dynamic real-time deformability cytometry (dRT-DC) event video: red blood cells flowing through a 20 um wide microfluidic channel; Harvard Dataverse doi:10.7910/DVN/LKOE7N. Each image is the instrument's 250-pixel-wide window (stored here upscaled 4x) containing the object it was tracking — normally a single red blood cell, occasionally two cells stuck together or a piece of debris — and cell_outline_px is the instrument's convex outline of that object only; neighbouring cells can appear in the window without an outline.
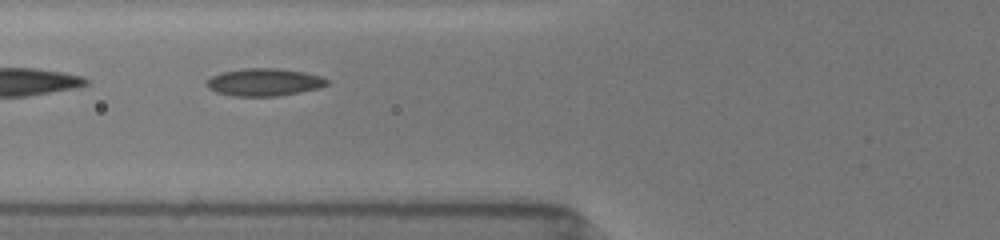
{"species": "common noctule bat (a hibernating species)", "species_latin": "Nyctalus noctula", "temperature_condition": "room temperature", "stored_images_in_passage": 17, "camera_frame_rate_fps": 3000, "um_per_image_px": 0.085, "animal": {"sex": "female", "body_mass_g": 19.5, "forearm_length_mm": 54.1}, "frame": {"image": 1, "passage_image": 9, "time_ms": 3.333, "image_size_px": [1000, 240], "cell_outline_px": [[328, 84], [320, 88], [300, 92], [276, 96], [232, 96], [216, 92], [208, 88], [204, 84], [212, 76], [220, 72], [244, 68], [280, 68], [304, 72], [320, 76], [328, 80]], "centroid_in_image_um": [22.43, 6.98], "position_along_channel_um": 103.4, "area_um2": 19.42}}
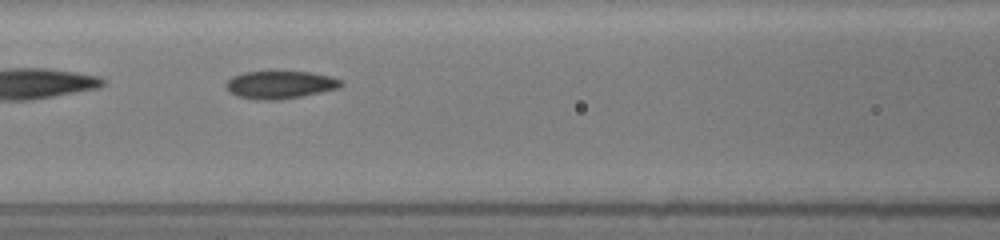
{"frame": {"image": 2, "passage_image": 12, "time_ms": 4.333, "image_size_px": [1000, 240], "cell_outline_px": [[344, 84], [336, 88], [320, 92], [280, 100], [256, 100], [236, 96], [228, 92], [224, 84], [232, 76], [244, 72], [312, 72], [332, 76], [340, 80]], "centroid_in_image_um": [23.75, 7.21], "position_along_channel_um": 142.8, "area_um2": 18.61}}
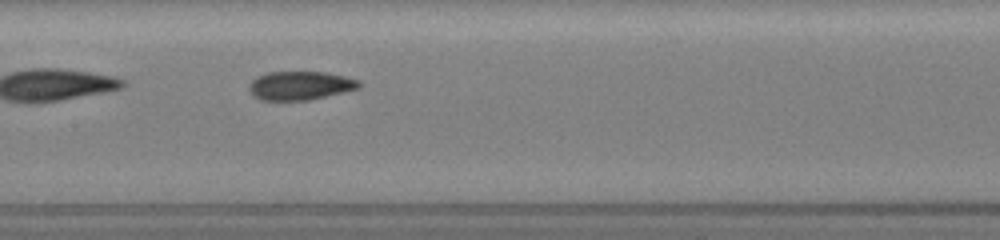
{"frame": {"image": 3, "passage_image": 14, "time_ms": 5.333, "image_size_px": [1000, 240], "cell_outline_px": [[360, 88], [344, 92], [308, 100], [260, 100], [252, 96], [248, 88], [248, 84], [256, 76], [268, 72], [328, 72], [360, 80]], "centroid_in_image_um": [25.49, 7.27], "position_along_channel_um": 181.9, "area_um2": 18.55}}